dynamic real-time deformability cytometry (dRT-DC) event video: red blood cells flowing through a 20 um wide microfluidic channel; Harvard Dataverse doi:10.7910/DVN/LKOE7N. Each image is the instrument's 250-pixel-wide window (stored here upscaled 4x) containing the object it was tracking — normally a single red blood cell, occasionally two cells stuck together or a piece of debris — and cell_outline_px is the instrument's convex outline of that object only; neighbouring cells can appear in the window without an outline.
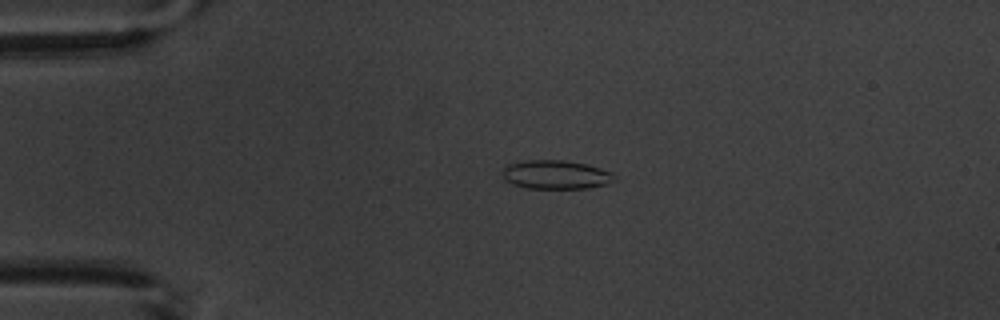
{"species": "common noctule bat (a hibernating species)", "species_latin": "Nyctalus noctula", "temperature_condition": "warm", "stored_images_in_passage": 3, "camera_frame_rate_fps": 3000, "um_per_image_px": 0.085, "animal": {"sex": "male", "body_mass_g": 20.1, "forearm_length_mm": 53.5}, "frame": {"image": 1, "passage_image": 2, "time_ms": 1.0, "image_size_px": [1000, 320], "cell_outline_px": [[616, 180], [604, 184], [588, 188], [528, 188], [512, 184], [504, 180], [504, 168], [508, 164], [528, 160], [564, 160], [588, 164], [612, 172], [616, 176]], "centroid_in_image_um": [47.27, 14.84], "position_along_channel_um": 37.7, "area_um2": 18.73}}
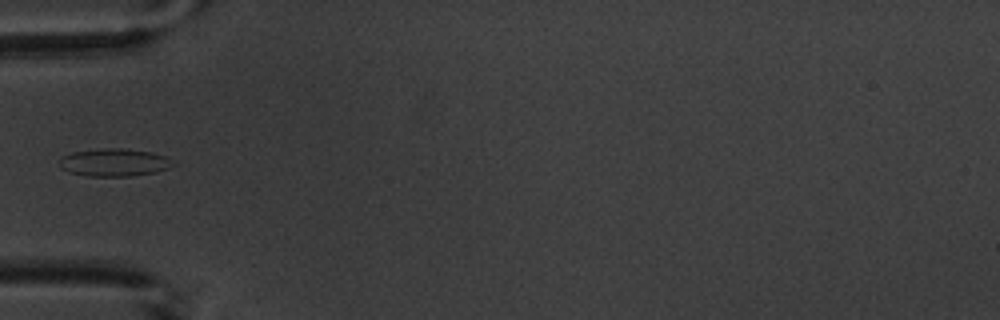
{"frame": {"image": 2, "passage_image": 3, "time_ms": 3.0, "image_size_px": [1000, 320], "cell_outline_px": [[176, 164], [168, 168], [156, 172], [132, 176], [88, 176], [68, 172], [60, 168], [60, 156], [72, 152], [104, 148], [124, 148], [152, 152], [164, 156], [172, 160]], "centroid_in_image_um": [9.7, 13.81], "position_along_channel_um": 75.3, "area_um2": 18.5}}